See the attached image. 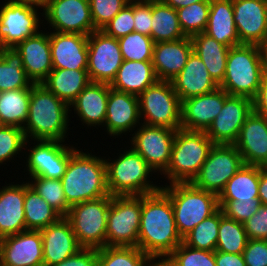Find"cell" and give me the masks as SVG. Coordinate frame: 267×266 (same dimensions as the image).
Listing matches in <instances>:
<instances>
[{"instance_id":"16","label":"cell","mask_w":267,"mask_h":266,"mask_svg":"<svg viewBox=\"0 0 267 266\" xmlns=\"http://www.w3.org/2000/svg\"><path fill=\"white\" fill-rule=\"evenodd\" d=\"M43 18L49 24L50 31L87 36L96 31L89 0H48Z\"/></svg>"},{"instance_id":"36","label":"cell","mask_w":267,"mask_h":266,"mask_svg":"<svg viewBox=\"0 0 267 266\" xmlns=\"http://www.w3.org/2000/svg\"><path fill=\"white\" fill-rule=\"evenodd\" d=\"M32 83L28 88L0 92V122L2 125L24 127L29 112Z\"/></svg>"},{"instance_id":"3","label":"cell","mask_w":267,"mask_h":266,"mask_svg":"<svg viewBox=\"0 0 267 266\" xmlns=\"http://www.w3.org/2000/svg\"><path fill=\"white\" fill-rule=\"evenodd\" d=\"M70 108L42 84L31 87L29 112L23 132L27 140L64 141L69 133Z\"/></svg>"},{"instance_id":"45","label":"cell","mask_w":267,"mask_h":266,"mask_svg":"<svg viewBox=\"0 0 267 266\" xmlns=\"http://www.w3.org/2000/svg\"><path fill=\"white\" fill-rule=\"evenodd\" d=\"M123 60L152 61L155 42L150 36L132 32L118 39Z\"/></svg>"},{"instance_id":"1","label":"cell","mask_w":267,"mask_h":266,"mask_svg":"<svg viewBox=\"0 0 267 266\" xmlns=\"http://www.w3.org/2000/svg\"><path fill=\"white\" fill-rule=\"evenodd\" d=\"M182 242L169 196L162 189L141 195L138 248L159 266Z\"/></svg>"},{"instance_id":"38","label":"cell","mask_w":267,"mask_h":266,"mask_svg":"<svg viewBox=\"0 0 267 266\" xmlns=\"http://www.w3.org/2000/svg\"><path fill=\"white\" fill-rule=\"evenodd\" d=\"M31 84L23 68L21 55L15 48H3L0 58V92L28 88Z\"/></svg>"},{"instance_id":"6","label":"cell","mask_w":267,"mask_h":266,"mask_svg":"<svg viewBox=\"0 0 267 266\" xmlns=\"http://www.w3.org/2000/svg\"><path fill=\"white\" fill-rule=\"evenodd\" d=\"M161 185L169 196L178 233L182 239L205 218L219 209L218 195L196 188L191 183Z\"/></svg>"},{"instance_id":"59","label":"cell","mask_w":267,"mask_h":266,"mask_svg":"<svg viewBox=\"0 0 267 266\" xmlns=\"http://www.w3.org/2000/svg\"><path fill=\"white\" fill-rule=\"evenodd\" d=\"M262 56L264 75H267V39L259 46Z\"/></svg>"},{"instance_id":"14","label":"cell","mask_w":267,"mask_h":266,"mask_svg":"<svg viewBox=\"0 0 267 266\" xmlns=\"http://www.w3.org/2000/svg\"><path fill=\"white\" fill-rule=\"evenodd\" d=\"M118 39L102 30L88 36V67L91 82L111 84L123 63Z\"/></svg>"},{"instance_id":"8","label":"cell","mask_w":267,"mask_h":266,"mask_svg":"<svg viewBox=\"0 0 267 266\" xmlns=\"http://www.w3.org/2000/svg\"><path fill=\"white\" fill-rule=\"evenodd\" d=\"M111 195L85 201L70 207L65 218L82 248L99 249L106 246L107 215Z\"/></svg>"},{"instance_id":"19","label":"cell","mask_w":267,"mask_h":266,"mask_svg":"<svg viewBox=\"0 0 267 266\" xmlns=\"http://www.w3.org/2000/svg\"><path fill=\"white\" fill-rule=\"evenodd\" d=\"M140 121L138 96L115 90L109 85L104 131L112 138H122L123 134L133 132L142 123Z\"/></svg>"},{"instance_id":"44","label":"cell","mask_w":267,"mask_h":266,"mask_svg":"<svg viewBox=\"0 0 267 266\" xmlns=\"http://www.w3.org/2000/svg\"><path fill=\"white\" fill-rule=\"evenodd\" d=\"M159 266H216L215 251L194 249L182 242Z\"/></svg>"},{"instance_id":"50","label":"cell","mask_w":267,"mask_h":266,"mask_svg":"<svg viewBox=\"0 0 267 266\" xmlns=\"http://www.w3.org/2000/svg\"><path fill=\"white\" fill-rule=\"evenodd\" d=\"M243 224L248 239L267 240V205L261 204Z\"/></svg>"},{"instance_id":"39","label":"cell","mask_w":267,"mask_h":266,"mask_svg":"<svg viewBox=\"0 0 267 266\" xmlns=\"http://www.w3.org/2000/svg\"><path fill=\"white\" fill-rule=\"evenodd\" d=\"M98 266H158L138 247L105 246L97 249Z\"/></svg>"},{"instance_id":"20","label":"cell","mask_w":267,"mask_h":266,"mask_svg":"<svg viewBox=\"0 0 267 266\" xmlns=\"http://www.w3.org/2000/svg\"><path fill=\"white\" fill-rule=\"evenodd\" d=\"M233 10L240 45L260 46L267 39V2L233 0Z\"/></svg>"},{"instance_id":"18","label":"cell","mask_w":267,"mask_h":266,"mask_svg":"<svg viewBox=\"0 0 267 266\" xmlns=\"http://www.w3.org/2000/svg\"><path fill=\"white\" fill-rule=\"evenodd\" d=\"M0 266H44L40 230H25L1 238Z\"/></svg>"},{"instance_id":"10","label":"cell","mask_w":267,"mask_h":266,"mask_svg":"<svg viewBox=\"0 0 267 266\" xmlns=\"http://www.w3.org/2000/svg\"><path fill=\"white\" fill-rule=\"evenodd\" d=\"M141 195L111 196L106 246L138 247Z\"/></svg>"},{"instance_id":"13","label":"cell","mask_w":267,"mask_h":266,"mask_svg":"<svg viewBox=\"0 0 267 266\" xmlns=\"http://www.w3.org/2000/svg\"><path fill=\"white\" fill-rule=\"evenodd\" d=\"M138 127L130 134L132 137L129 138V144L155 173L162 175L170 163L176 130L144 123Z\"/></svg>"},{"instance_id":"52","label":"cell","mask_w":267,"mask_h":266,"mask_svg":"<svg viewBox=\"0 0 267 266\" xmlns=\"http://www.w3.org/2000/svg\"><path fill=\"white\" fill-rule=\"evenodd\" d=\"M152 1L134 2V32L151 37Z\"/></svg>"},{"instance_id":"55","label":"cell","mask_w":267,"mask_h":266,"mask_svg":"<svg viewBox=\"0 0 267 266\" xmlns=\"http://www.w3.org/2000/svg\"><path fill=\"white\" fill-rule=\"evenodd\" d=\"M254 111L267 117V75L263 76L258 94L253 100Z\"/></svg>"},{"instance_id":"61","label":"cell","mask_w":267,"mask_h":266,"mask_svg":"<svg viewBox=\"0 0 267 266\" xmlns=\"http://www.w3.org/2000/svg\"><path fill=\"white\" fill-rule=\"evenodd\" d=\"M2 51H3V48L0 46V58H1Z\"/></svg>"},{"instance_id":"56","label":"cell","mask_w":267,"mask_h":266,"mask_svg":"<svg viewBox=\"0 0 267 266\" xmlns=\"http://www.w3.org/2000/svg\"><path fill=\"white\" fill-rule=\"evenodd\" d=\"M258 199L261 204L267 205V167L260 166Z\"/></svg>"},{"instance_id":"58","label":"cell","mask_w":267,"mask_h":266,"mask_svg":"<svg viewBox=\"0 0 267 266\" xmlns=\"http://www.w3.org/2000/svg\"><path fill=\"white\" fill-rule=\"evenodd\" d=\"M165 4L169 5L174 9H180L186 6H189L196 2H201L205 0H162Z\"/></svg>"},{"instance_id":"51","label":"cell","mask_w":267,"mask_h":266,"mask_svg":"<svg viewBox=\"0 0 267 266\" xmlns=\"http://www.w3.org/2000/svg\"><path fill=\"white\" fill-rule=\"evenodd\" d=\"M243 257L246 266H267V240L248 239Z\"/></svg>"},{"instance_id":"22","label":"cell","mask_w":267,"mask_h":266,"mask_svg":"<svg viewBox=\"0 0 267 266\" xmlns=\"http://www.w3.org/2000/svg\"><path fill=\"white\" fill-rule=\"evenodd\" d=\"M49 40L53 69L87 70V35L50 31Z\"/></svg>"},{"instance_id":"53","label":"cell","mask_w":267,"mask_h":266,"mask_svg":"<svg viewBox=\"0 0 267 266\" xmlns=\"http://www.w3.org/2000/svg\"><path fill=\"white\" fill-rule=\"evenodd\" d=\"M52 266H98L97 249L82 248L76 254Z\"/></svg>"},{"instance_id":"43","label":"cell","mask_w":267,"mask_h":266,"mask_svg":"<svg viewBox=\"0 0 267 266\" xmlns=\"http://www.w3.org/2000/svg\"><path fill=\"white\" fill-rule=\"evenodd\" d=\"M28 184L62 217L70 211L61 180L44 177H29ZM31 180V181H29Z\"/></svg>"},{"instance_id":"9","label":"cell","mask_w":267,"mask_h":266,"mask_svg":"<svg viewBox=\"0 0 267 266\" xmlns=\"http://www.w3.org/2000/svg\"><path fill=\"white\" fill-rule=\"evenodd\" d=\"M138 100L140 119L144 124L174 130L181 128V100L171 81L158 80L146 88Z\"/></svg>"},{"instance_id":"54","label":"cell","mask_w":267,"mask_h":266,"mask_svg":"<svg viewBox=\"0 0 267 266\" xmlns=\"http://www.w3.org/2000/svg\"><path fill=\"white\" fill-rule=\"evenodd\" d=\"M216 266H246L243 253L233 254L215 251Z\"/></svg>"},{"instance_id":"26","label":"cell","mask_w":267,"mask_h":266,"mask_svg":"<svg viewBox=\"0 0 267 266\" xmlns=\"http://www.w3.org/2000/svg\"><path fill=\"white\" fill-rule=\"evenodd\" d=\"M193 51L191 37L154 44L152 64L158 80L171 81L184 68Z\"/></svg>"},{"instance_id":"12","label":"cell","mask_w":267,"mask_h":266,"mask_svg":"<svg viewBox=\"0 0 267 266\" xmlns=\"http://www.w3.org/2000/svg\"><path fill=\"white\" fill-rule=\"evenodd\" d=\"M30 141L26 139L24 144L26 160L23 161H26L25 169L27 168L25 172L28 171L29 177L60 180L65 173L69 156L76 147L57 140H33L32 143ZM30 143L35 145L31 146ZM25 150L28 151L27 154Z\"/></svg>"},{"instance_id":"48","label":"cell","mask_w":267,"mask_h":266,"mask_svg":"<svg viewBox=\"0 0 267 266\" xmlns=\"http://www.w3.org/2000/svg\"><path fill=\"white\" fill-rule=\"evenodd\" d=\"M102 31L116 39L134 32V2H129L102 28Z\"/></svg>"},{"instance_id":"11","label":"cell","mask_w":267,"mask_h":266,"mask_svg":"<svg viewBox=\"0 0 267 266\" xmlns=\"http://www.w3.org/2000/svg\"><path fill=\"white\" fill-rule=\"evenodd\" d=\"M243 164L242 156L234 144H214L190 183L196 188L219 195Z\"/></svg>"},{"instance_id":"24","label":"cell","mask_w":267,"mask_h":266,"mask_svg":"<svg viewBox=\"0 0 267 266\" xmlns=\"http://www.w3.org/2000/svg\"><path fill=\"white\" fill-rule=\"evenodd\" d=\"M41 31L15 47L22 57L25 73L33 84H41L53 69L49 31Z\"/></svg>"},{"instance_id":"47","label":"cell","mask_w":267,"mask_h":266,"mask_svg":"<svg viewBox=\"0 0 267 266\" xmlns=\"http://www.w3.org/2000/svg\"><path fill=\"white\" fill-rule=\"evenodd\" d=\"M128 3L129 0H89L94 28L102 30Z\"/></svg>"},{"instance_id":"31","label":"cell","mask_w":267,"mask_h":266,"mask_svg":"<svg viewBox=\"0 0 267 266\" xmlns=\"http://www.w3.org/2000/svg\"><path fill=\"white\" fill-rule=\"evenodd\" d=\"M204 33L229 48L240 45L234 22L233 0H210L208 24Z\"/></svg>"},{"instance_id":"37","label":"cell","mask_w":267,"mask_h":266,"mask_svg":"<svg viewBox=\"0 0 267 266\" xmlns=\"http://www.w3.org/2000/svg\"><path fill=\"white\" fill-rule=\"evenodd\" d=\"M24 212L26 230H42L62 217L26 181Z\"/></svg>"},{"instance_id":"27","label":"cell","mask_w":267,"mask_h":266,"mask_svg":"<svg viewBox=\"0 0 267 266\" xmlns=\"http://www.w3.org/2000/svg\"><path fill=\"white\" fill-rule=\"evenodd\" d=\"M171 83L181 101L213 92L219 87L194 51L182 71L171 80Z\"/></svg>"},{"instance_id":"34","label":"cell","mask_w":267,"mask_h":266,"mask_svg":"<svg viewBox=\"0 0 267 266\" xmlns=\"http://www.w3.org/2000/svg\"><path fill=\"white\" fill-rule=\"evenodd\" d=\"M90 82L87 70L52 69L41 84L70 106Z\"/></svg>"},{"instance_id":"30","label":"cell","mask_w":267,"mask_h":266,"mask_svg":"<svg viewBox=\"0 0 267 266\" xmlns=\"http://www.w3.org/2000/svg\"><path fill=\"white\" fill-rule=\"evenodd\" d=\"M158 81L152 61L124 60L110 87L139 96Z\"/></svg>"},{"instance_id":"5","label":"cell","mask_w":267,"mask_h":266,"mask_svg":"<svg viewBox=\"0 0 267 266\" xmlns=\"http://www.w3.org/2000/svg\"><path fill=\"white\" fill-rule=\"evenodd\" d=\"M263 76L260 47L241 44L229 48L225 76L219 87L229 95L254 100Z\"/></svg>"},{"instance_id":"35","label":"cell","mask_w":267,"mask_h":266,"mask_svg":"<svg viewBox=\"0 0 267 266\" xmlns=\"http://www.w3.org/2000/svg\"><path fill=\"white\" fill-rule=\"evenodd\" d=\"M151 38L155 43L183 39L177 10L162 0H152Z\"/></svg>"},{"instance_id":"60","label":"cell","mask_w":267,"mask_h":266,"mask_svg":"<svg viewBox=\"0 0 267 266\" xmlns=\"http://www.w3.org/2000/svg\"><path fill=\"white\" fill-rule=\"evenodd\" d=\"M152 1V0H129V2Z\"/></svg>"},{"instance_id":"49","label":"cell","mask_w":267,"mask_h":266,"mask_svg":"<svg viewBox=\"0 0 267 266\" xmlns=\"http://www.w3.org/2000/svg\"><path fill=\"white\" fill-rule=\"evenodd\" d=\"M260 205V200H230L221 209L226 217L244 223Z\"/></svg>"},{"instance_id":"28","label":"cell","mask_w":267,"mask_h":266,"mask_svg":"<svg viewBox=\"0 0 267 266\" xmlns=\"http://www.w3.org/2000/svg\"><path fill=\"white\" fill-rule=\"evenodd\" d=\"M109 95V84L90 82L70 104V111L88 127L104 126L106 107Z\"/></svg>"},{"instance_id":"32","label":"cell","mask_w":267,"mask_h":266,"mask_svg":"<svg viewBox=\"0 0 267 266\" xmlns=\"http://www.w3.org/2000/svg\"><path fill=\"white\" fill-rule=\"evenodd\" d=\"M260 166L243 164L218 195L219 208L230 200H259Z\"/></svg>"},{"instance_id":"17","label":"cell","mask_w":267,"mask_h":266,"mask_svg":"<svg viewBox=\"0 0 267 266\" xmlns=\"http://www.w3.org/2000/svg\"><path fill=\"white\" fill-rule=\"evenodd\" d=\"M253 110V100L229 95L220 113L205 133L214 144H234L244 122Z\"/></svg>"},{"instance_id":"46","label":"cell","mask_w":267,"mask_h":266,"mask_svg":"<svg viewBox=\"0 0 267 266\" xmlns=\"http://www.w3.org/2000/svg\"><path fill=\"white\" fill-rule=\"evenodd\" d=\"M26 138L22 128L2 125L0 127V166L20 157ZM18 154V156H17ZM7 162V163H6Z\"/></svg>"},{"instance_id":"2","label":"cell","mask_w":267,"mask_h":266,"mask_svg":"<svg viewBox=\"0 0 267 266\" xmlns=\"http://www.w3.org/2000/svg\"><path fill=\"white\" fill-rule=\"evenodd\" d=\"M65 199L71 207L85 201L109 196L105 158L77 147L69 156V162L60 179Z\"/></svg>"},{"instance_id":"57","label":"cell","mask_w":267,"mask_h":266,"mask_svg":"<svg viewBox=\"0 0 267 266\" xmlns=\"http://www.w3.org/2000/svg\"><path fill=\"white\" fill-rule=\"evenodd\" d=\"M9 3H15V4H22L30 7H34L35 9L40 8L42 12H44L48 0H5Z\"/></svg>"},{"instance_id":"29","label":"cell","mask_w":267,"mask_h":266,"mask_svg":"<svg viewBox=\"0 0 267 266\" xmlns=\"http://www.w3.org/2000/svg\"><path fill=\"white\" fill-rule=\"evenodd\" d=\"M22 181L0 188V239L26 230L25 182Z\"/></svg>"},{"instance_id":"23","label":"cell","mask_w":267,"mask_h":266,"mask_svg":"<svg viewBox=\"0 0 267 266\" xmlns=\"http://www.w3.org/2000/svg\"><path fill=\"white\" fill-rule=\"evenodd\" d=\"M234 145L244 164L267 167V117L253 110Z\"/></svg>"},{"instance_id":"21","label":"cell","mask_w":267,"mask_h":266,"mask_svg":"<svg viewBox=\"0 0 267 266\" xmlns=\"http://www.w3.org/2000/svg\"><path fill=\"white\" fill-rule=\"evenodd\" d=\"M229 94L218 87L213 92L181 101V128L206 131L223 108Z\"/></svg>"},{"instance_id":"4","label":"cell","mask_w":267,"mask_h":266,"mask_svg":"<svg viewBox=\"0 0 267 266\" xmlns=\"http://www.w3.org/2000/svg\"><path fill=\"white\" fill-rule=\"evenodd\" d=\"M126 148V149H125ZM114 159H105L107 188L111 196L145 195L157 192L161 186L150 179L155 172L131 146ZM114 159V160H113ZM150 179V180H149Z\"/></svg>"},{"instance_id":"33","label":"cell","mask_w":267,"mask_h":266,"mask_svg":"<svg viewBox=\"0 0 267 266\" xmlns=\"http://www.w3.org/2000/svg\"><path fill=\"white\" fill-rule=\"evenodd\" d=\"M191 40L193 51L205 64L211 78L219 86L225 76L229 47L204 32L192 36Z\"/></svg>"},{"instance_id":"25","label":"cell","mask_w":267,"mask_h":266,"mask_svg":"<svg viewBox=\"0 0 267 266\" xmlns=\"http://www.w3.org/2000/svg\"><path fill=\"white\" fill-rule=\"evenodd\" d=\"M40 232L44 266L60 263L82 249L65 217H61L56 223L50 224Z\"/></svg>"},{"instance_id":"42","label":"cell","mask_w":267,"mask_h":266,"mask_svg":"<svg viewBox=\"0 0 267 266\" xmlns=\"http://www.w3.org/2000/svg\"><path fill=\"white\" fill-rule=\"evenodd\" d=\"M210 0L177 9L180 27L186 37L205 32L208 24Z\"/></svg>"},{"instance_id":"41","label":"cell","mask_w":267,"mask_h":266,"mask_svg":"<svg viewBox=\"0 0 267 266\" xmlns=\"http://www.w3.org/2000/svg\"><path fill=\"white\" fill-rule=\"evenodd\" d=\"M220 225V208L205 218L183 238V243L194 249L215 251Z\"/></svg>"},{"instance_id":"15","label":"cell","mask_w":267,"mask_h":266,"mask_svg":"<svg viewBox=\"0 0 267 266\" xmlns=\"http://www.w3.org/2000/svg\"><path fill=\"white\" fill-rule=\"evenodd\" d=\"M0 7V46L2 48H15L26 38L40 32V24L43 25L44 20L40 18L43 17V12H38L39 9L9 2H4Z\"/></svg>"},{"instance_id":"40","label":"cell","mask_w":267,"mask_h":266,"mask_svg":"<svg viewBox=\"0 0 267 266\" xmlns=\"http://www.w3.org/2000/svg\"><path fill=\"white\" fill-rule=\"evenodd\" d=\"M247 242L244 224L226 217L220 208V225L215 251L241 254Z\"/></svg>"},{"instance_id":"7","label":"cell","mask_w":267,"mask_h":266,"mask_svg":"<svg viewBox=\"0 0 267 266\" xmlns=\"http://www.w3.org/2000/svg\"><path fill=\"white\" fill-rule=\"evenodd\" d=\"M214 143L205 131L176 130L171 159L162 174L172 183H190L206 161Z\"/></svg>"}]
</instances>
